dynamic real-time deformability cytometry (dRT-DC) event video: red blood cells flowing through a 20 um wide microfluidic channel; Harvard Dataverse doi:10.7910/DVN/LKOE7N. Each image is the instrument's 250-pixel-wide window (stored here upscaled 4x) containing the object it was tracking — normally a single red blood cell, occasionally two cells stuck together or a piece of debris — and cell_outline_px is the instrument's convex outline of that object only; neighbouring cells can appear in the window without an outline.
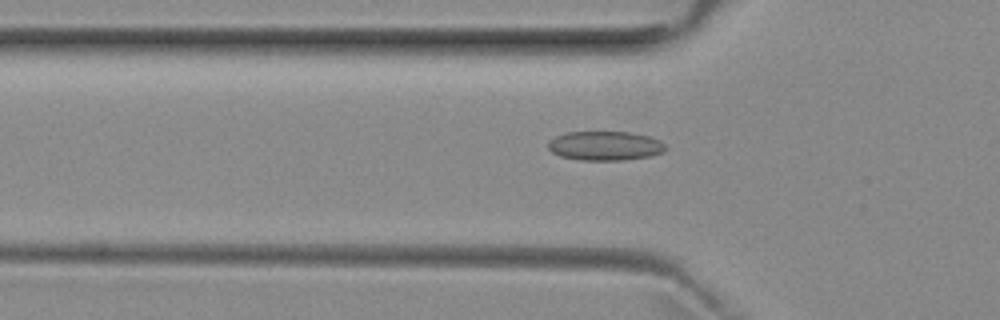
{"species": "common noctule bat (a hibernating species)", "species_latin": "Nyctalus noctula", "temperature_condition": "room temperature", "stored_images_in_passage": 51, "camera_frame_rate_fps": 3000, "um_per_image_px": 0.085, "animal": {"sex": "female", "body_mass_g": 29.2, "forearm_length_mm": 56.3}, "frame": {"image": 1, "passage_image": 17, "time_ms": 5.333, "image_size_px": [1000, 320], "cell_outline_px": [[668, 148], [664, 152], [652, 156], [624, 160], [580, 160], [560, 156], [552, 152], [548, 148], [548, 140], [556, 136], [568, 132], [628, 132], [652, 136], [660, 140]], "centroid_in_image_um": [51.47, 12.39], "position_along_channel_um": 74.3, "area_um2": 20.23}}
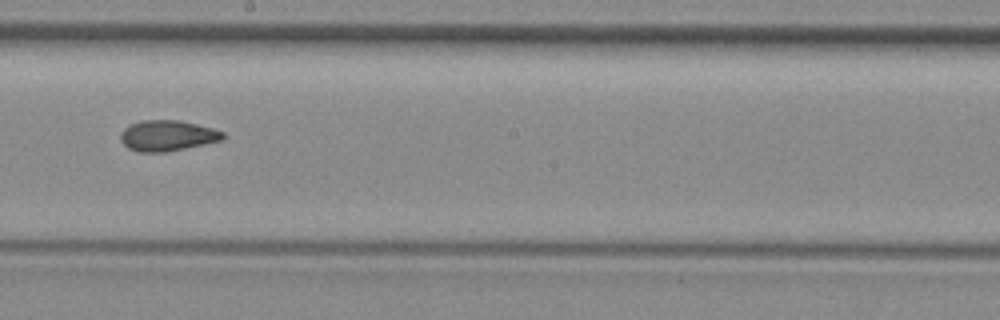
{"frame": {"image": 2, "passage_image": 29, "time_ms": 9.333, "image_size_px": [1000, 320], "cell_outline_px": [[224, 136], [220, 140], [204, 144], [164, 152], [140, 152], [128, 148], [120, 140], [120, 136], [124, 128], [140, 120], [180, 120], [212, 128], [224, 132]], "centroid_in_image_um": [14.2, 11.52], "position_along_channel_um": 234.0, "area_um2": 18.09}}
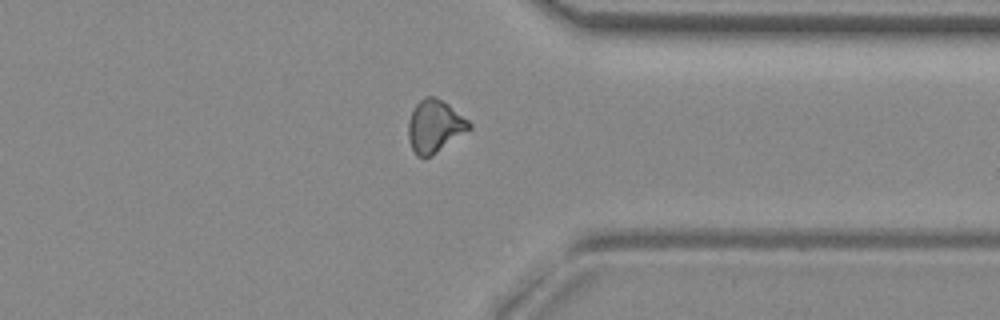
{"frame": {"image": 3, "passage_image": 40, "time_ms": 13.0, "image_size_px": [1000, 320], "cell_outline_px": [[472, 128], [428, 156], [416, 156], [412, 148], [408, 136], [408, 120], [416, 104], [424, 96], [432, 96], [448, 104], [468, 120], [472, 124]], "centroid_in_image_um": [36.93, 10.69], "position_along_channel_um": 374.5, "area_um2": 18.09}}